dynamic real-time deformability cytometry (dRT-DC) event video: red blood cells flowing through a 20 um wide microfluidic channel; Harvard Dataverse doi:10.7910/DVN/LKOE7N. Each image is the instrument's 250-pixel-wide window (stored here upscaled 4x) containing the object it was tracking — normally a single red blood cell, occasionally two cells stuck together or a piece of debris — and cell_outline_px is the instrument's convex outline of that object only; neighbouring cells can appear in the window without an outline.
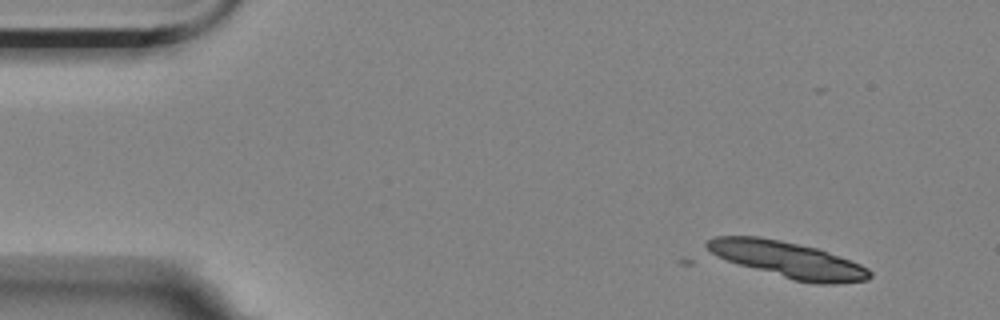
{"species": "Egyptian fruit bat (a non-hibernating species)", "species_latin": "Rousettus aegyptiacus", "temperature_condition": "room temperature", "stored_images_in_passage": 5, "camera_frame_rate_fps": 3000, "um_per_image_px": 0.085, "animal": {"sex": "female"}, "frame": {"image": 1, "passage_image": 1, "time_ms": 0.0, "image_size_px": [1000, 320], "cell_outline_px": [[872, 276], [868, 280], [836, 284], [812, 284], [792, 280], [740, 264], [716, 256], [708, 252], [704, 244], [712, 236], [760, 236], [780, 240], [816, 248], [828, 252], [860, 264], [868, 268], [872, 272]], "centroid_in_image_um": [66.97, 22.08], "position_along_channel_um": 18.0, "area_um2": 34.28}}